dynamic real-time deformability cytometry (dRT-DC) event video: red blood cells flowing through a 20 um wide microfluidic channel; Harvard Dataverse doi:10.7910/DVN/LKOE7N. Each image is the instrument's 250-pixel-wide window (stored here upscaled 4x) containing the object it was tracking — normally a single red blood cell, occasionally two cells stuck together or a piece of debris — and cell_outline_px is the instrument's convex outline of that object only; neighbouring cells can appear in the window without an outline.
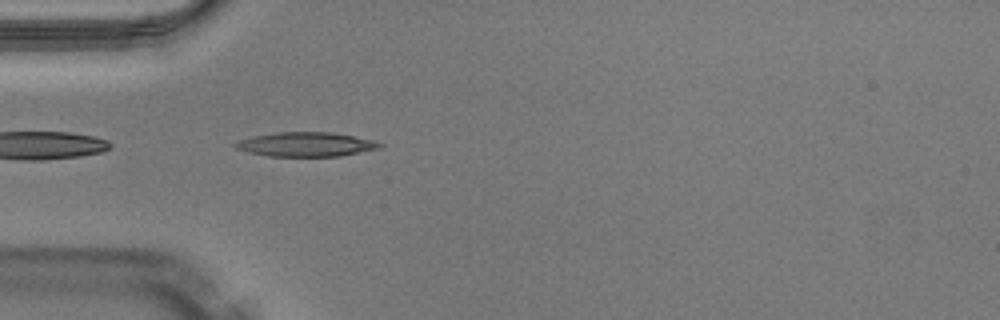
{"species": "Egyptian fruit bat (a non-hibernating species)", "species_latin": "Rousettus aegyptiacus", "temperature_condition": "warm", "stored_images_in_passage": 35, "camera_frame_rate_fps": 3000, "um_per_image_px": 0.085, "animal": {"sex": "male"}, "frame": {"image": 1, "passage_image": 1, "time_ms": 0.0, "image_size_px": [1000, 320], "cell_outline_px": [[384, 144], [380, 148], [340, 156], [268, 156], [236, 148], [232, 144], [240, 140], [252, 136], [276, 132], [332, 132], [376, 140]], "centroid_in_image_um": [26.06, 12.26], "position_along_channel_um": 58.9, "area_um2": 20.4}}
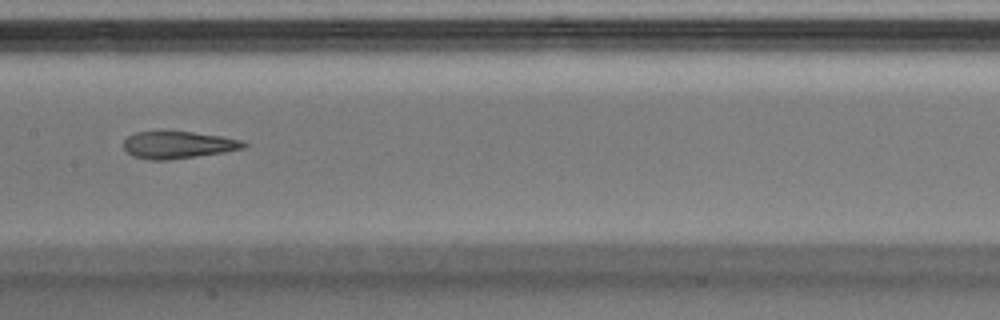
{"frame": {"image": 2, "passage_image": 11, "time_ms": 3.333, "image_size_px": [1000, 320], "cell_outline_px": [[248, 144], [244, 148], [224, 152], [168, 160], [148, 160], [132, 156], [124, 148], [124, 140], [128, 136], [136, 132], [192, 132], [220, 136], [240, 140]], "centroid_in_image_um": [15.12, 12.33], "position_along_channel_um": 192.3, "area_um2": 18.79}, "authors_computed_cell_mechanics": {"area_um2": 20.4034, "velocity_mm_per_s": 4.068, "shape_relaxation_time_tau1_ms": null, "shape_relaxation_time_tau2_ms": 2.6896, "deformation_change_tau1": null, "deformation_change_tau2": 0.1308}}